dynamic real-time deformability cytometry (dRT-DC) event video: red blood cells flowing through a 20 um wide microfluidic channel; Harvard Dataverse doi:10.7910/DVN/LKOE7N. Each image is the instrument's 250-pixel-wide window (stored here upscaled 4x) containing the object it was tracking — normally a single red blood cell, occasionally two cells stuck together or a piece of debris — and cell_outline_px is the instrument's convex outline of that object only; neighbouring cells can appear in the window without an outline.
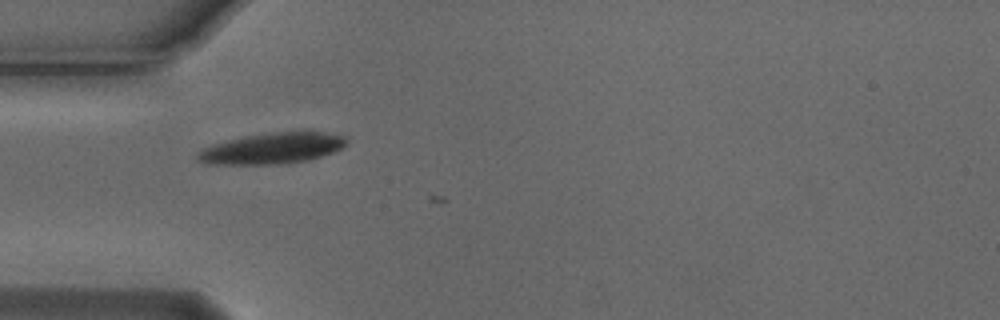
{"species": "Egyptian fruit bat (a non-hibernating species)", "species_latin": "Rousettus aegyptiacus", "temperature_condition": "cold", "stored_images_in_passage": 9, "camera_frame_rate_fps": 3000, "um_per_image_px": 0.085, "animal": {"sex": "male"}, "frame": {"image": 1, "passage_image": 6, "time_ms": 1.667, "image_size_px": [1000, 320], "cell_outline_px": [[348, 144], [332, 152], [320, 156], [304, 160], [272, 164], [204, 164], [196, 160], [196, 152], [200, 148], [212, 144], [244, 136], [268, 132], [328, 132], [348, 136]], "centroid_in_image_um": [23.08, 12.59], "position_along_channel_um": 61.9, "area_um2": 26.93}}